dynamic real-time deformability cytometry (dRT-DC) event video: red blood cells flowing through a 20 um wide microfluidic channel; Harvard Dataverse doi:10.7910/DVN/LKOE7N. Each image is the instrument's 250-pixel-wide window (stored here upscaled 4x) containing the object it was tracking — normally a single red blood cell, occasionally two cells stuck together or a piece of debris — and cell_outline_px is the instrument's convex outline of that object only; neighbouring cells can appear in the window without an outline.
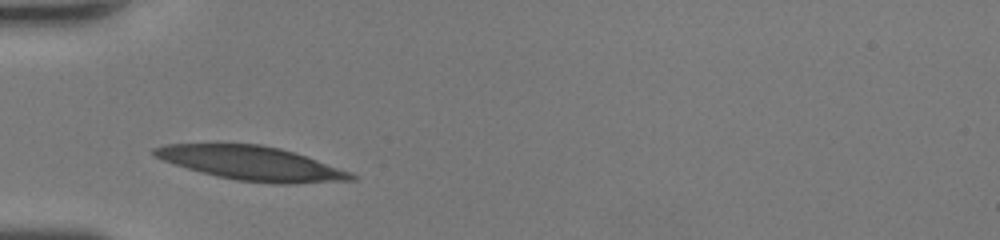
{"species": "human", "species_latin": "Homo sapiens", "temperature_condition": "room temperature", "stored_images_in_passage": 25, "camera_frame_rate_fps": 3000, "um_per_image_px": 0.085, "donor": {"sex": "female"}, "frame": {"image": 1, "passage_image": 1, "time_ms": 0.0, "image_size_px": [1000, 240], "cell_outline_px": [[360, 176], [356, 180], [288, 184], [280, 184], [236, 180], [216, 176], [200, 172], [164, 160], [156, 156], [152, 152], [152, 148], [164, 144], [260, 144], [280, 148], [352, 172]], "centroid_in_image_um": [21.42, 13.88], "position_along_channel_um": 63.6, "area_um2": 38.73}}
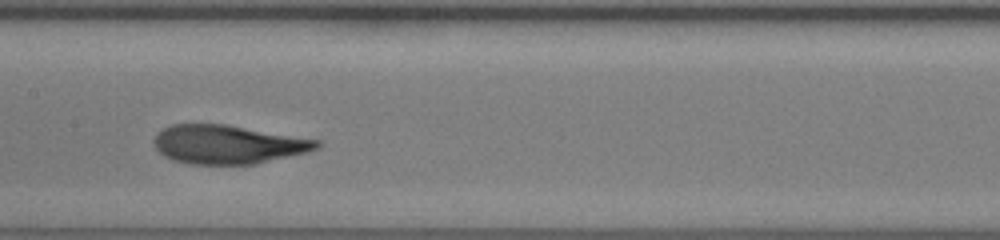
{"frame": {"image": 2, "passage_image": 10, "time_ms": 3.0, "image_size_px": [1000, 240], "cell_outline_px": [[320, 148], [308, 152], [256, 164], [192, 164], [172, 160], [164, 156], [152, 144], [152, 140], [156, 132], [172, 124], [228, 124], [320, 140]], "centroid_in_image_um": [19.37, 12.27], "position_along_channel_um": 188.0, "area_um2": 37.11}}
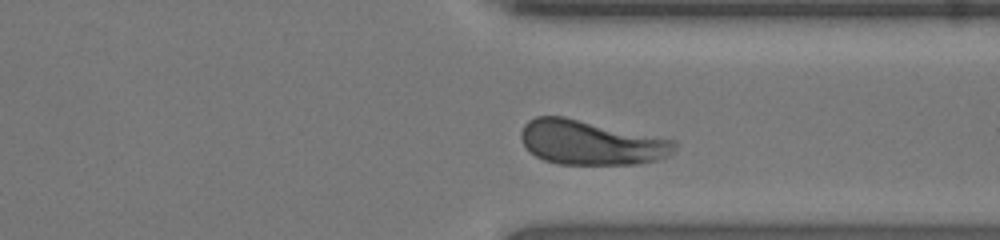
{"frame": {"image": 3, "passage_image": 22, "time_ms": 7.0, "image_size_px": [1000, 240], "cell_outline_px": [[676, 144], [672, 152], [656, 160], [640, 164], [560, 164], [544, 160], [536, 156], [524, 144], [520, 136], [520, 132], [524, 124], [528, 120], [536, 116], [564, 116], [676, 140]], "centroid_in_image_um": [50.21, 12.11], "position_along_channel_um": 361.2, "area_um2": 39.65}, "authors_computed_cell_mechanics": {"area_um2": 38.0324, "velocity_mm_per_s": 4.3171, "shape_relaxation_time_tau1_ms": 2.7828, "shape_relaxation_time_tau2_ms": 0.9263, "deformation_change_tau1": 0.1457, "deformation_change_tau2": 0.0669}}